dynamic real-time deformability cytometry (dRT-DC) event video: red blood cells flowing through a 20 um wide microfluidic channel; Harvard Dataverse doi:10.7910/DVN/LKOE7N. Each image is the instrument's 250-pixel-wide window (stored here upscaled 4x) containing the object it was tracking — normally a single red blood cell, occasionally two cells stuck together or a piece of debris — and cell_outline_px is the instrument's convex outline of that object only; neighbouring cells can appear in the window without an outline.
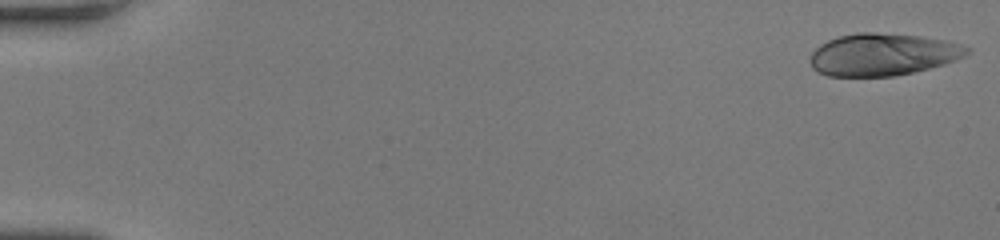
{"species": "human", "species_latin": "Homo sapiens", "temperature_condition": "room temperature", "stored_images_in_passage": 55, "camera_frame_rate_fps": 3000, "um_per_image_px": 0.085, "donor": {"sex": "female"}, "frame": {"image": 1, "passage_image": 1, "time_ms": 0.0, "image_size_px": [1000, 240], "cell_outline_px": [[972, 48], [964, 56], [956, 60], [944, 64], [912, 72], [892, 76], [828, 76], [816, 72], [812, 68], [808, 60], [812, 52], [820, 44], [828, 40], [840, 36], [856, 32], [872, 32], [920, 36], [948, 40]], "centroid_in_image_um": [75.01, 4.63], "position_along_channel_um": 10.0, "area_um2": 38.73}}
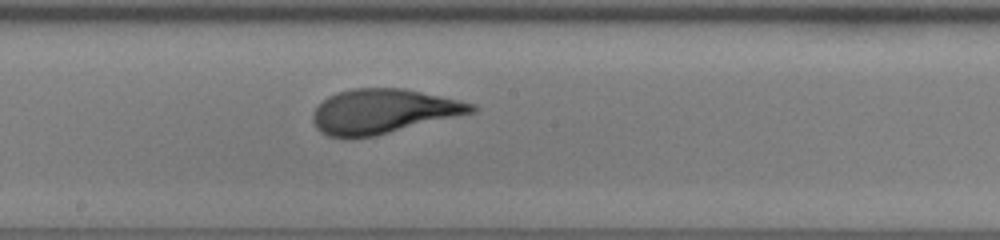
{"frame": {"image": 2, "passage_image": 31, "time_ms": 10.0, "image_size_px": [1000, 240], "cell_outline_px": [[480, 108], [476, 112], [376, 136], [328, 136], [320, 132], [316, 128], [312, 120], [312, 116], [316, 108], [328, 96], [336, 92], [352, 88], [404, 88], [460, 100], [476, 104]], "centroid_in_image_um": [32.62, 9.45], "position_along_channel_um": 215.6, "area_um2": 41.15}}
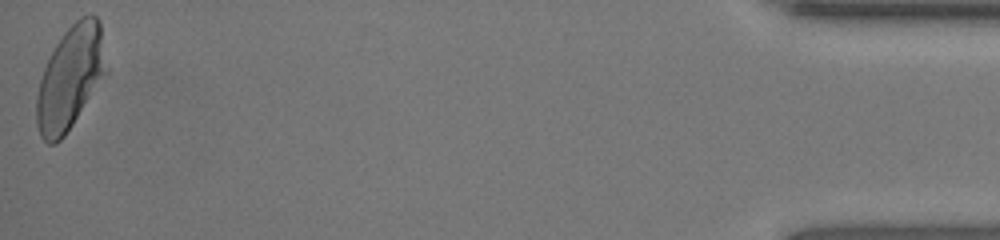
{"frame": {"image": 3, "passage_image": 55, "time_ms": 18.0, "image_size_px": [1000, 240], "cell_outline_px": [[108, 72], [64, 136], [56, 144], [48, 144], [40, 136], [36, 124], [36, 96], [40, 80], [44, 68], [56, 44], [64, 32], [80, 16], [92, 12], [100, 20]], "centroid_in_image_um": [5.99, 6.6], "position_along_channel_um": 429.2, "area_um2": 42.02}, "authors_computed_cell_mechanics": {"area_um2": 41.038, "velocity_mm_per_s": 3.7652, "shape_relaxation_time_tau1_ms": 5.0394, "shape_relaxation_time_tau2_ms": null, "deformation_change_tau1": 0.2079, "deformation_change_tau2": null}}